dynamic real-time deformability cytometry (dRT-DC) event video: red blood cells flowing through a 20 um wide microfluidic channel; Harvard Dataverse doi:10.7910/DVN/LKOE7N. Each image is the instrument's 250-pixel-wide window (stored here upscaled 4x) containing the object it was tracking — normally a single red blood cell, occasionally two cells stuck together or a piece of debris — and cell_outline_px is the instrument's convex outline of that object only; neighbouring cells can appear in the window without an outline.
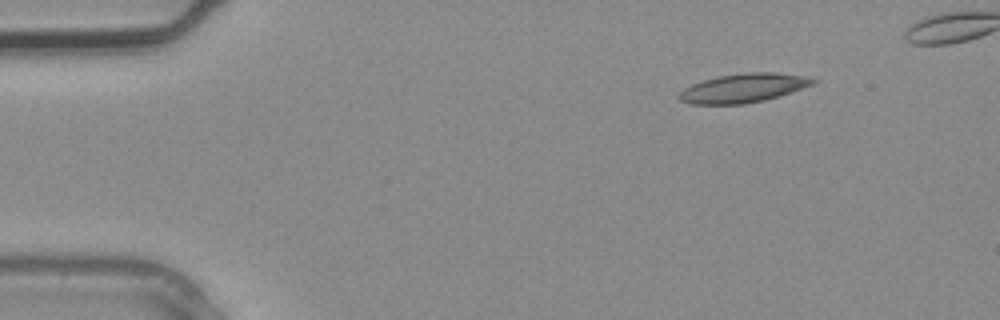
{"species": "common noctule bat (a hibernating species)", "species_latin": "Nyctalus noctula", "temperature_condition": "warm", "stored_images_in_passage": 3, "camera_frame_rate_fps": 3000, "um_per_image_px": 0.085, "animal": {"sex": "male", "body_mass_g": 20.4}, "frame": {"image": 1, "passage_image": 1, "time_ms": 0.0, "image_size_px": [1000, 320], "cell_outline_px": [[820, 80], [812, 84], [780, 96], [764, 100], [744, 104], [692, 104], [680, 100], [676, 96], [684, 88], [692, 84], [704, 80], [720, 76], [748, 72], [776, 72], [808, 76]], "centroid_in_image_um": [63.21, 7.48], "position_along_channel_um": 21.8, "area_um2": 22.54}}